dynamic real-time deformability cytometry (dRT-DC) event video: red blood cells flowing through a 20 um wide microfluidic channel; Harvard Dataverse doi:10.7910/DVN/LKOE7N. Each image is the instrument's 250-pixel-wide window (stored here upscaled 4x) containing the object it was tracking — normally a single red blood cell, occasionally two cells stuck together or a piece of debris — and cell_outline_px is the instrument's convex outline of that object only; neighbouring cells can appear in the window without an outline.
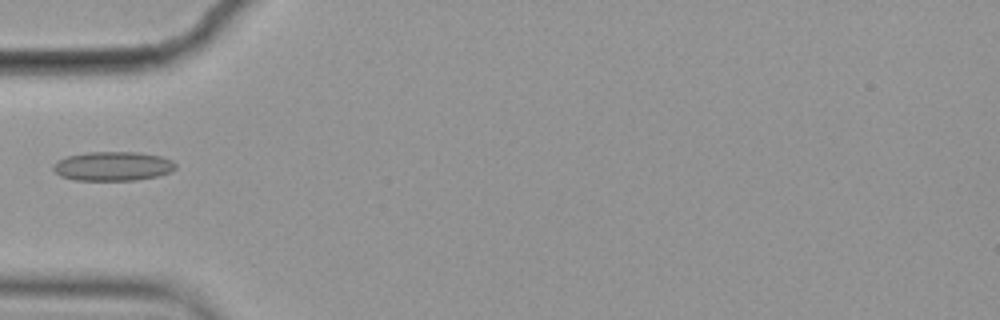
{"species": "common noctule bat (a hibernating species)", "species_latin": "Nyctalus noctula", "temperature_condition": "cold", "stored_images_in_passage": 4, "camera_frame_rate_fps": 3000, "um_per_image_px": 0.085, "animal": {"sex": "female", "body_mass_g": 19.9}, "frame": {"image": 1, "passage_image": 4, "time_ms": 1.0, "image_size_px": [1000, 320], "cell_outline_px": [[176, 168], [172, 172], [156, 176], [136, 180], [76, 180], [60, 176], [52, 168], [52, 164], [68, 156], [88, 152], [140, 152], [160, 156], [172, 160], [176, 164]], "centroid_in_image_um": [9.62, 14.12], "position_along_channel_um": 75.4, "area_um2": 20.81}}